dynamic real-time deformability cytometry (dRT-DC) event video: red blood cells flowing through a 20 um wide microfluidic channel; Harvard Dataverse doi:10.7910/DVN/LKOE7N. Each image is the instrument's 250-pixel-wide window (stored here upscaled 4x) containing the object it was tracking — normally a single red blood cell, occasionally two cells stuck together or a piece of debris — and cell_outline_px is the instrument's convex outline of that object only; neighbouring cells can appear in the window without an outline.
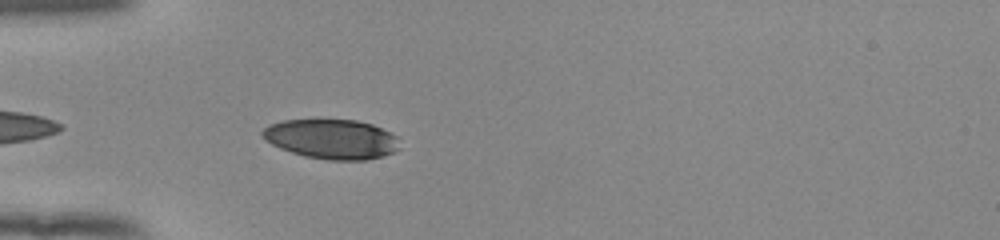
{"species": "human", "species_latin": "Homo sapiens", "temperature_condition": "room temperature", "stored_images_in_passage": 33, "camera_frame_rate_fps": 3000, "um_per_image_px": 0.085, "donor": {"sex": "female"}, "frame": {"image": 1, "passage_image": 3, "time_ms": 0.667, "image_size_px": [1000, 240], "cell_outline_px": [[400, 148], [396, 152], [384, 156], [368, 160], [328, 160], [304, 156], [280, 148], [272, 144], [260, 132], [268, 124], [284, 120], [316, 116], [356, 120], [372, 124], [396, 136]], "centroid_in_image_um": [28.18, 11.77], "position_along_channel_um": 56.8, "area_um2": 32.71}}
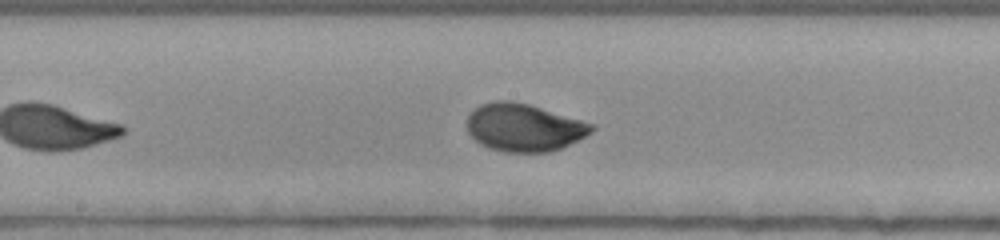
{"frame": {"image": 2, "passage_image": 15, "time_ms": 4.667, "image_size_px": [1000, 240], "cell_outline_px": [[596, 128], [592, 132], [560, 148], [548, 152], [504, 152], [488, 148], [480, 144], [468, 132], [468, 116], [480, 104], [492, 100], [512, 100], [528, 104], [596, 124]], "centroid_in_image_um": [44.53, 10.83], "position_along_channel_um": 203.7, "area_um2": 34.56}}
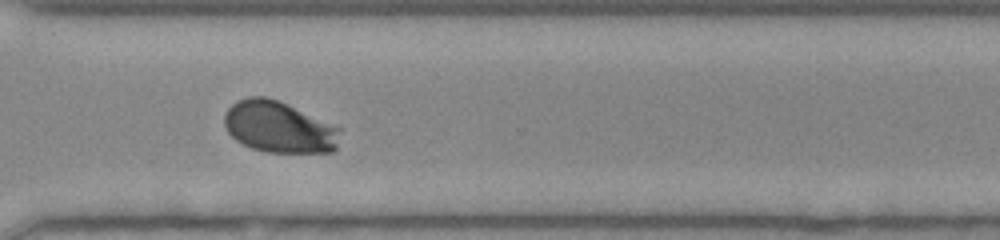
{"frame": {"image": 3, "passage_image": 26, "time_ms": 8.333, "image_size_px": [1000, 240], "cell_outline_px": [[340, 128], [336, 148], [332, 152], [268, 152], [252, 148], [236, 140], [224, 128], [224, 112], [232, 104], [248, 96], [264, 96], [276, 100]], "centroid_in_image_um": [23.65, 10.81], "position_along_channel_um": 346.9, "area_um2": 34.1}, "authors_computed_cell_mechanics": {"area_um2": 34.2176, "velocity_mm_per_s": 3.8963, "shape_relaxation_time_tau1_ms": 2.4112, "shape_relaxation_time_tau2_ms": null, "deformation_change_tau1": 0.1297, "deformation_change_tau2": null}}